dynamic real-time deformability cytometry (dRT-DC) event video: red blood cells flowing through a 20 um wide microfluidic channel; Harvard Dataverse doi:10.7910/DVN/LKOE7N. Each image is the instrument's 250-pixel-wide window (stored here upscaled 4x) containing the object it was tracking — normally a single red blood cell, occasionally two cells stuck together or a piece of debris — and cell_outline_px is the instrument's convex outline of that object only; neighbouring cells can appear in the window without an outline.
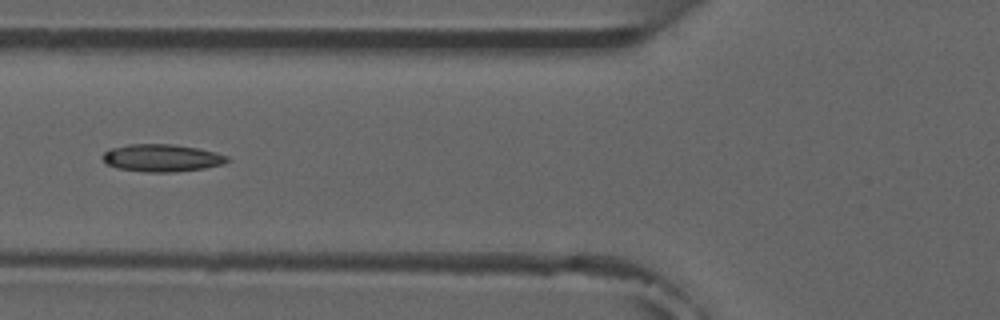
{"species": "common noctule bat (a hibernating species)", "species_latin": "Nyctalus noctula", "temperature_condition": "room temperature", "stored_images_in_passage": 5, "camera_frame_rate_fps": 3000, "um_per_image_px": 0.085, "animal": {"sex": "male", "forearm_length_mm": 52.5}, "frame": {"image": 1, "passage_image": 5, "time_ms": 4.667, "image_size_px": [1000, 320], "cell_outline_px": [[228, 160], [224, 164], [204, 168], [176, 172], [144, 172], [120, 168], [108, 164], [100, 156], [108, 148], [128, 144], [172, 144], [196, 148], [216, 152], [228, 156]], "centroid_in_image_um": [13.74, 13.42], "position_along_channel_um": 112.1, "area_um2": 19.94}}